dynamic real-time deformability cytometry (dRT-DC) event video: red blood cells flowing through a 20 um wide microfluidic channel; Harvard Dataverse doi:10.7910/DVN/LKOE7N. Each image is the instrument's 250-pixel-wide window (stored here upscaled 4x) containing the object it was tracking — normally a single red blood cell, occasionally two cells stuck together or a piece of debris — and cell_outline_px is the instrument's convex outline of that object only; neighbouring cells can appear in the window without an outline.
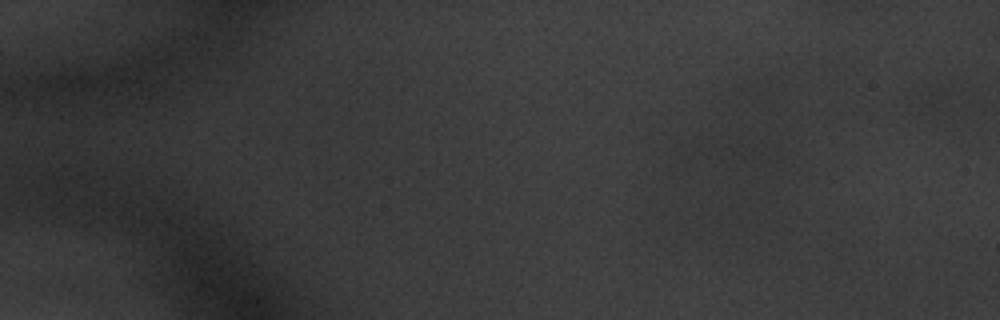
{"species": "common noctule bat (a hibernating species)", "species_latin": "Nyctalus noctula", "temperature_condition": "warm", "stored_images_in_passage": 7, "camera_frame_rate_fps": 3000, "um_per_image_px": 0.085, "animal": {"sex": "male", "body_mass_g": 20.1, "forearm_length_mm": 53.5}, "frame": {"image": 1, "passage_image": 4, "time_ms": 1.0, "image_size_px": [1000, 320], "cell_outline_px": [[780, 156], [768, 164], [760, 164], [720, 160], [720, 144], [748, 128], [780, 152]], "centroid_in_image_um": [63.59, 12.69], "position_along_channel_um": 21.4, "area_um2": 10.29}}